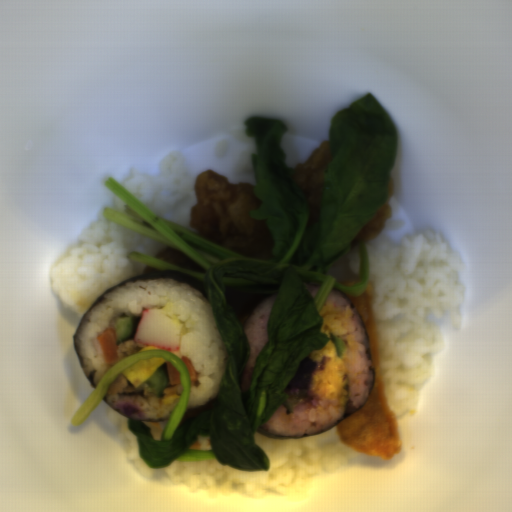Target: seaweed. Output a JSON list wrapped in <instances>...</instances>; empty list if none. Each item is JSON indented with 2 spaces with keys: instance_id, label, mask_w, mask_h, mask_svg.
Returning <instances> with one entry per match:
<instances>
[{
  "instance_id": "seaweed-1",
  "label": "seaweed",
  "mask_w": 512,
  "mask_h": 512,
  "mask_svg": "<svg viewBox=\"0 0 512 512\" xmlns=\"http://www.w3.org/2000/svg\"><path fill=\"white\" fill-rule=\"evenodd\" d=\"M137 280H177L193 289H196L198 290L199 292H201L204 296H206L208 299V295L204 289V282H202L201 280L197 279L196 277L194 276H191L189 274H186V273H183L181 271H178V270H152V271H148V272H145V273H141L139 275H136L134 277H131L129 279H126L114 286H112L111 288L107 289L106 291H104L97 299L96 301L94 302V304L90 307V309L85 313V315L82 317V319L76 324V327H75V331H74V335H73V343H74V352L78 358V361L89 381V383L92 385V387L96 390L97 387H98V382L97 384L95 385L94 383V379H95V376H96V369H93L92 371H90L89 375L87 376V372H86V367L87 365L83 363L78 351H77V336L79 334V331L81 329V326L84 322V320L87 318V316L90 314V312L93 310V308L96 306V304L98 303L99 299L102 298L103 296H105L106 294H108L109 292L117 289V288H120L126 284H129L131 282H134V281H137Z\"/></svg>"
},
{
  "instance_id": "seaweed-2",
  "label": "seaweed",
  "mask_w": 512,
  "mask_h": 512,
  "mask_svg": "<svg viewBox=\"0 0 512 512\" xmlns=\"http://www.w3.org/2000/svg\"><path fill=\"white\" fill-rule=\"evenodd\" d=\"M265 424L261 425L258 428L257 432H259L260 434H262L265 437H270V438H274V439H284V440L285 439H294V438H304V437H310V436H317V435H320L322 433H325L329 429L328 428V429L321 430V431L314 432V433L307 434V435H280V434H277V433H274L273 431H271Z\"/></svg>"
},
{
  "instance_id": "seaweed-3",
  "label": "seaweed",
  "mask_w": 512,
  "mask_h": 512,
  "mask_svg": "<svg viewBox=\"0 0 512 512\" xmlns=\"http://www.w3.org/2000/svg\"><path fill=\"white\" fill-rule=\"evenodd\" d=\"M109 395V393L102 399L104 404H106L107 406L111 407L112 409H114L115 411H117L118 413H120L121 415H123L124 417H126L127 419H139L141 421H149V422H165V421H169L171 419V416L168 417V418H135L133 416H126L122 410H120L119 408L111 405L110 403L107 402L106 400V397Z\"/></svg>"
},
{
  "instance_id": "seaweed-4",
  "label": "seaweed",
  "mask_w": 512,
  "mask_h": 512,
  "mask_svg": "<svg viewBox=\"0 0 512 512\" xmlns=\"http://www.w3.org/2000/svg\"><path fill=\"white\" fill-rule=\"evenodd\" d=\"M362 406H363V405H362ZM362 406H361V407H362ZM361 407H360V408H361ZM360 408H358V407H357V406H355L351 401H349V400H348V401H347V403H345V410H344V412H343V414H342L341 418L339 419L338 423H339L341 420H343L344 418H346L347 416H349L350 414H352V413H354L355 411H357L358 409H360ZM338 423H337V424H338Z\"/></svg>"
},
{
  "instance_id": "seaweed-5",
  "label": "seaweed",
  "mask_w": 512,
  "mask_h": 512,
  "mask_svg": "<svg viewBox=\"0 0 512 512\" xmlns=\"http://www.w3.org/2000/svg\"><path fill=\"white\" fill-rule=\"evenodd\" d=\"M159 367H161L163 370H165L167 372L166 365H164L163 363ZM167 374H168V372H167Z\"/></svg>"
}]
</instances>
